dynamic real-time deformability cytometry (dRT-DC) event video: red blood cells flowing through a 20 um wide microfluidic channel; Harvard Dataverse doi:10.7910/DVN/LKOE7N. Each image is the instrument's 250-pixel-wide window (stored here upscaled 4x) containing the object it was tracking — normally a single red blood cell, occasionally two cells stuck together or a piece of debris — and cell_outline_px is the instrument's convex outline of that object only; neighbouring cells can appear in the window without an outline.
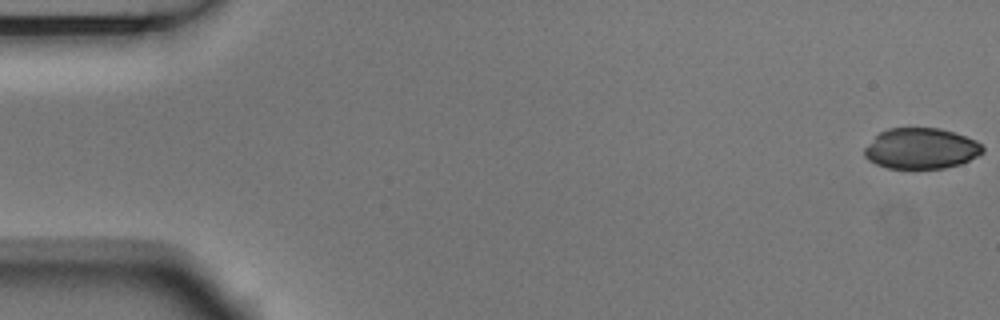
{"species": "Egyptian fruit bat (a non-hibernating species)", "species_latin": "Rousettus aegyptiacus", "temperature_condition": "room temperature", "stored_images_in_passage": 5, "camera_frame_rate_fps": 3000, "um_per_image_px": 0.085, "animal": {"sex": "male"}, "frame": {"image": 1, "passage_image": 1, "time_ms": 0.0, "image_size_px": [1000, 320], "cell_outline_px": [[984, 152], [960, 164], [944, 168], [888, 168], [876, 164], [868, 160], [864, 156], [864, 148], [880, 132], [888, 128], [940, 128], [956, 132], [976, 140], [984, 148]], "centroid_in_image_um": [78.29, 12.61], "position_along_channel_um": 6.7, "area_um2": 28.09}}
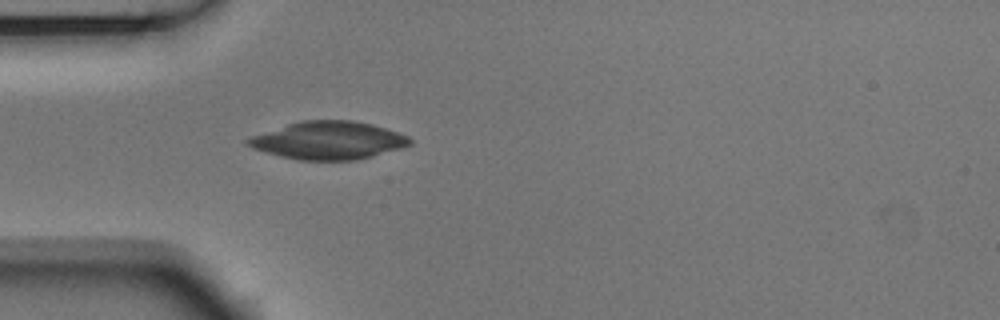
{"frame": {"image": 2, "passage_image": 5, "time_ms": 1.333, "image_size_px": [1000, 320], "cell_outline_px": [[412, 144], [404, 148], [356, 160], [300, 160], [280, 156], [252, 148], [244, 144], [244, 140], [252, 136], [300, 120], [352, 120], [372, 124], [408, 136], [412, 140]], "centroid_in_image_um": [27.92, 11.94], "position_along_channel_um": 57.1, "area_um2": 35.72}}